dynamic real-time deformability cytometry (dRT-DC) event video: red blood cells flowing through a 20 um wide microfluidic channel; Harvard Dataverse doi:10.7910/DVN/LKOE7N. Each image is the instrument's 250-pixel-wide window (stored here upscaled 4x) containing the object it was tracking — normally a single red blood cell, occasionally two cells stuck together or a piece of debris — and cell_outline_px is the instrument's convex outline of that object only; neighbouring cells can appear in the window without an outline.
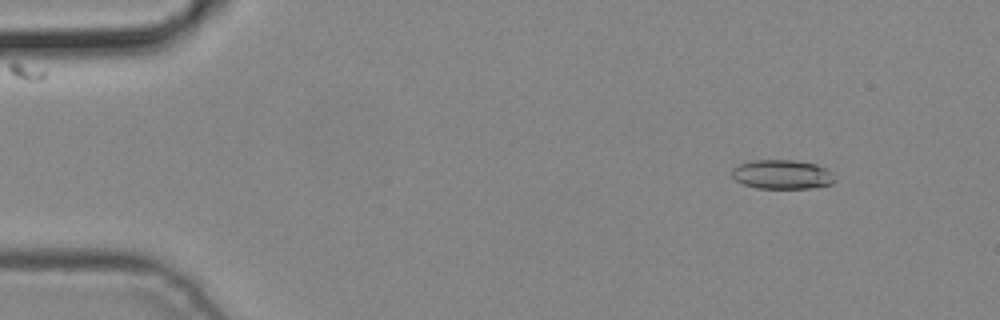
{"species": "common noctule bat (a hibernating species)", "species_latin": "Nyctalus noctula", "temperature_condition": "cold", "stored_images_in_passage": 5, "camera_frame_rate_fps": 3000, "um_per_image_px": 0.085, "animal": {"sex": "male", "body_mass_g": 19.2, "forearm_length_mm": 51.8}, "frame": {"image": 1, "passage_image": 2, "time_ms": 0.333, "image_size_px": [1000, 320], "cell_outline_px": [[836, 180], [832, 184], [808, 188], [756, 188], [744, 184], [736, 180], [732, 176], [732, 168], [740, 164], [752, 160], [796, 160], [816, 164], [824, 168]], "centroid_in_image_um": [66.45, 14.82], "position_along_channel_um": 18.6, "area_um2": 17.34}}
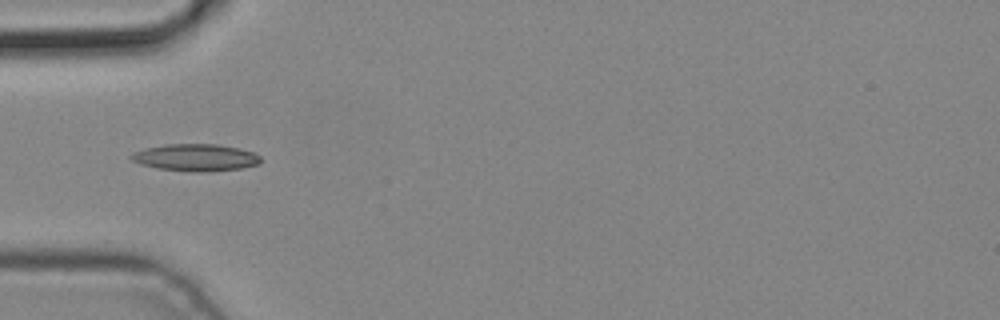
{"frame": {"image": 2, "passage_image": 4, "time_ms": 1.0, "image_size_px": [1000, 320], "cell_outline_px": [[260, 164], [240, 168], [196, 172], [156, 168], [140, 164], [132, 160], [128, 156], [132, 152], [144, 148], [164, 144], [216, 144], [240, 148], [252, 152], [260, 156]], "centroid_in_image_um": [16.58, 13.37], "position_along_channel_um": 68.4, "area_um2": 20.4}}
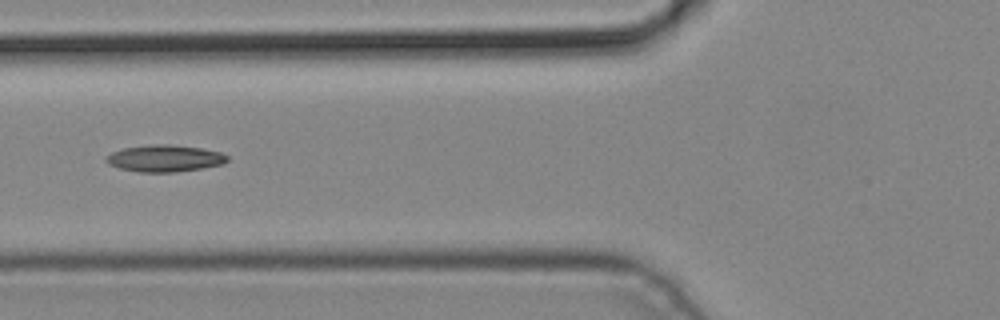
{"frame": {"image": 3, "passage_image": 5, "time_ms": 1.333, "image_size_px": [1000, 320], "cell_outline_px": [[228, 160], [224, 164], [204, 168], [176, 172], [140, 172], [120, 168], [108, 164], [104, 160], [104, 156], [112, 152], [124, 148], [156, 144], [168, 144], [200, 148], [220, 152], [228, 156]], "centroid_in_image_um": [14.0, 13.47], "position_along_channel_um": 111.8, "area_um2": 18.96}}